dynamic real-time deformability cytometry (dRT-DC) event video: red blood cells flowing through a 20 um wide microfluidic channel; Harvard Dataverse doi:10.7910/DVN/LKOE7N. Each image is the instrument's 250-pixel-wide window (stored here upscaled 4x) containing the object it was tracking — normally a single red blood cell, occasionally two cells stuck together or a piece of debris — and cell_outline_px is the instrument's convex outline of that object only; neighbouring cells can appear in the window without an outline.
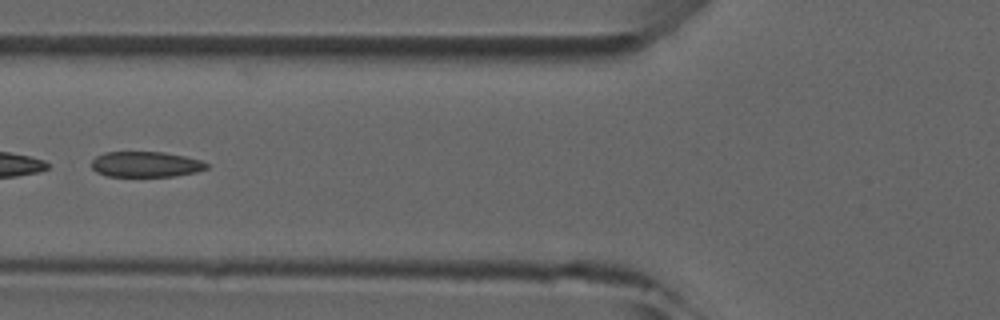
{"species": "common noctule bat (a hibernating species)", "species_latin": "Nyctalus noctula", "temperature_condition": "room temperature", "stored_images_in_passage": 6, "camera_frame_rate_fps": 3000, "um_per_image_px": 0.085, "animal": {"sex": "male", "forearm_length_mm": 52.5}, "frame": {"image": 1, "passage_image": 5, "time_ms": 5.333, "image_size_px": [1000, 320], "cell_outline_px": [[208, 168], [196, 172], [176, 176], [108, 176], [96, 172], [92, 168], [92, 160], [96, 156], [104, 152], [164, 152], [184, 156], [200, 160], [208, 164]], "centroid_in_image_um": [12.38, 13.96], "position_along_channel_um": 113.4, "area_um2": 17.11}}
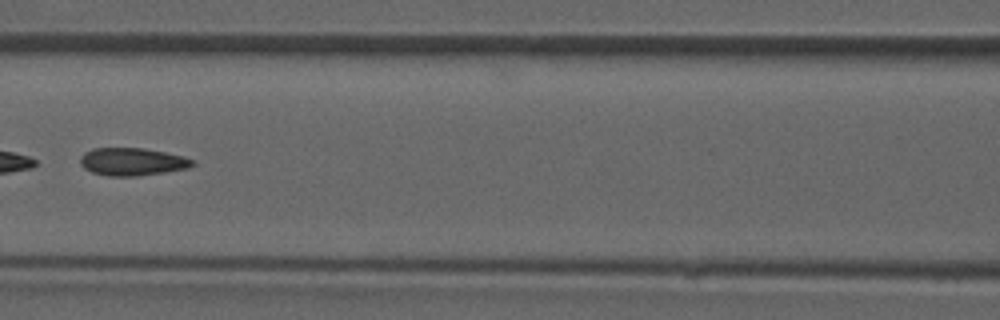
{"frame": {"image": 2, "passage_image": 6, "time_ms": 6.333, "image_size_px": [1000, 320], "cell_outline_px": [[196, 164], [188, 168], [164, 172], [136, 176], [108, 176], [92, 172], [84, 168], [80, 164], [80, 156], [84, 152], [92, 148], [144, 148], [184, 156], [196, 160]], "centroid_in_image_um": [11.25, 13.74], "position_along_channel_um": 155.4, "area_um2": 18.26}}